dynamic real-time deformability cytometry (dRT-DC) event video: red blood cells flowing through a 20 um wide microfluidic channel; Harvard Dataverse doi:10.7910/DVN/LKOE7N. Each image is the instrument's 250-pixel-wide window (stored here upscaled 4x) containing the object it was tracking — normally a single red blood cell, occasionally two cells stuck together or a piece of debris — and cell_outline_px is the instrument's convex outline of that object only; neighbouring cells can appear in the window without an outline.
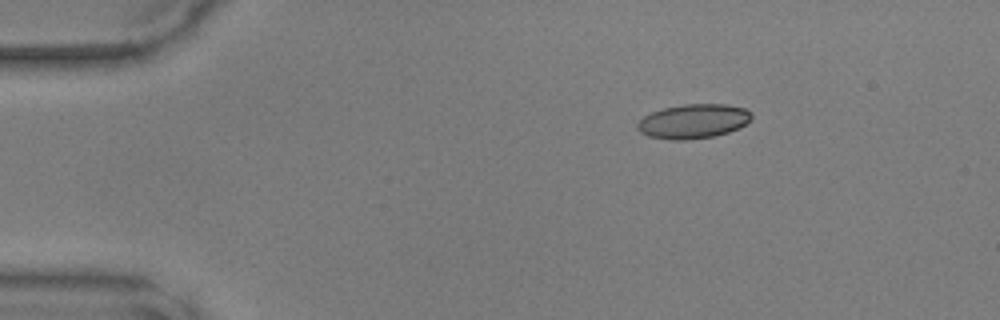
{"species": "common noctule bat (a hibernating species)", "species_latin": "Nyctalus noctula", "temperature_condition": "warm", "stored_images_in_passage": 41, "camera_frame_rate_fps": 3000, "um_per_image_px": 0.085, "animal": {"sex": "male", "body_mass_g": 17.9, "forearm_length_mm": 54.2}, "frame": {"image": 1, "passage_image": 1, "time_ms": 0.0, "image_size_px": [1000, 320], "cell_outline_px": [[752, 116], [740, 128], [728, 132], [712, 136], [684, 140], [672, 140], [648, 136], [640, 132], [636, 128], [636, 124], [644, 116], [652, 112], [664, 108], [684, 104], [724, 104], [744, 108], [752, 112]], "centroid_in_image_um": [58.91, 10.3], "position_along_channel_um": 26.1, "area_um2": 22.72}}
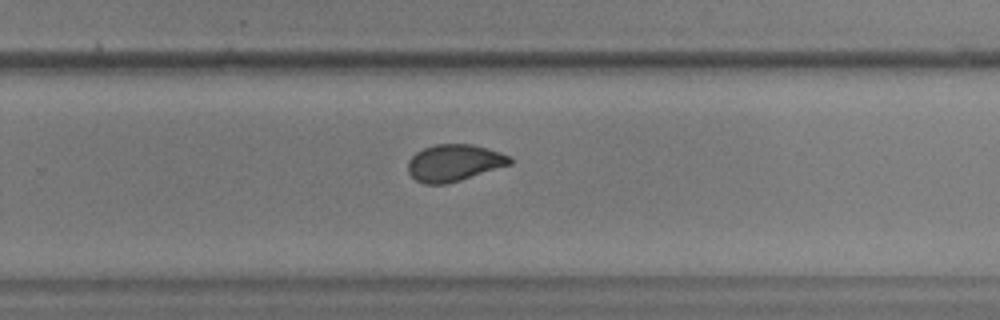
{"frame": {"image": 2, "passage_image": 25, "time_ms": 8.0, "image_size_px": [1000, 320], "cell_outline_px": [[512, 164], [444, 184], [424, 184], [416, 180], [408, 172], [408, 160], [416, 152], [424, 148], [436, 144], [472, 144], [500, 152], [512, 156]], "centroid_in_image_um": [38.6, 13.83], "position_along_channel_um": 291.2, "area_um2": 21.68}}
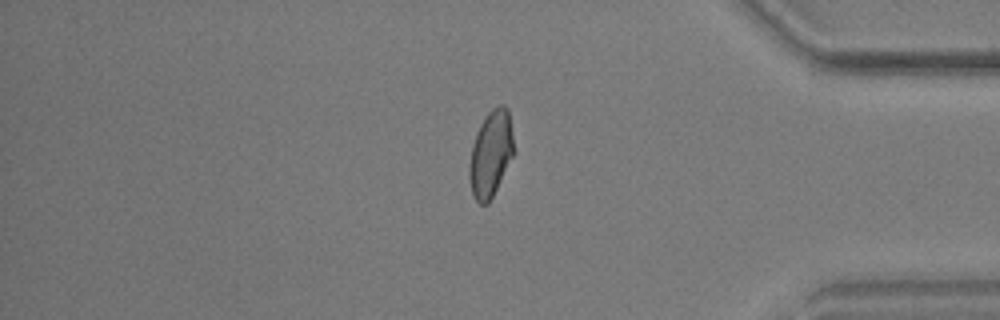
{"frame": {"image": 3, "passage_image": 34, "time_ms": 11.0, "image_size_px": [1000, 320], "cell_outline_px": [[516, 152], [488, 204], [480, 204], [472, 196], [468, 176], [468, 168], [472, 144], [476, 132], [484, 116], [492, 108], [500, 104], [504, 104], [508, 108]], "centroid_in_image_um": [41.72, 13.05], "position_along_channel_um": 393.5, "area_um2": 22.89}}